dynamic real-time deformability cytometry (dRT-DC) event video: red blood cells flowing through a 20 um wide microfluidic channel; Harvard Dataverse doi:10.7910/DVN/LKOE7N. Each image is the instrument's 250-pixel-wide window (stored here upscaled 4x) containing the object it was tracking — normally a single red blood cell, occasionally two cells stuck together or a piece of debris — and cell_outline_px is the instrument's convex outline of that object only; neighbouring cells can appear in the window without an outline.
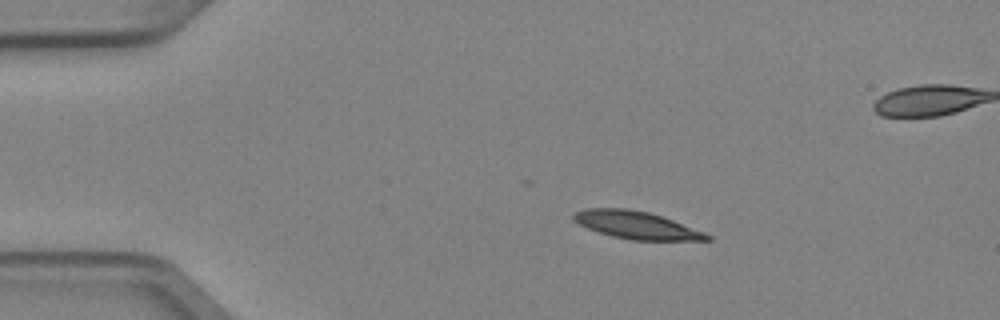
{"species": "Egyptian fruit bat (a non-hibernating species)", "species_latin": "Rousettus aegyptiacus", "temperature_condition": "cold", "stored_images_in_passage": 4, "camera_frame_rate_fps": 3000, "um_per_image_px": 0.085, "animal": {"sex": "female"}, "frame": {"image": 1, "passage_image": 2, "time_ms": 0.333, "image_size_px": [1000, 320], "cell_outline_px": [[712, 240], [632, 240], [612, 236], [588, 228], [572, 220], [572, 216], [576, 212], [584, 208], [628, 208], [648, 212], [672, 220], [704, 232], [712, 236]], "centroid_in_image_um": [54.08, 19.13], "position_along_channel_um": 30.9, "area_um2": 21.21}}